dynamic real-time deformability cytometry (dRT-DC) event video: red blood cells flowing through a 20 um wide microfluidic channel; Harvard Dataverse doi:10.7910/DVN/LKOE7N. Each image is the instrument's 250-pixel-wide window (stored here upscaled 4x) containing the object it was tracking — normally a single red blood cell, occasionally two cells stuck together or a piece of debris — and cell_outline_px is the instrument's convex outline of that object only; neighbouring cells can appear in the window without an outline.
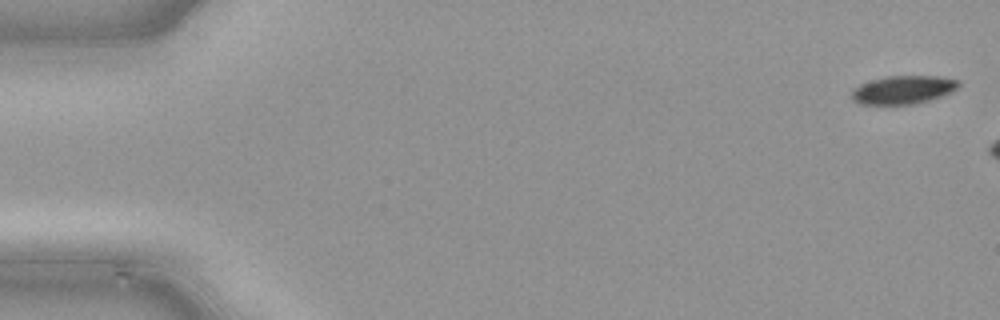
{"species": "common noctule bat (a hibernating species)", "species_latin": "Nyctalus noctula", "temperature_condition": "cold", "stored_images_in_passage": 8, "camera_frame_rate_fps": 3000, "um_per_image_px": 0.085, "animal": {"sex": "male", "body_mass_g": 21.5, "forearm_length_mm": 52.0}, "frame": {"image": 1, "passage_image": 1, "time_ms": 0.0, "image_size_px": [1000, 320], "cell_outline_px": [[960, 84], [956, 88], [940, 96], [916, 104], [860, 104], [852, 100], [852, 88], [860, 84], [872, 80], [888, 76], [940, 76], [960, 80]], "centroid_in_image_um": [76.74, 7.62], "position_along_channel_um": 8.3, "area_um2": 17.51}}